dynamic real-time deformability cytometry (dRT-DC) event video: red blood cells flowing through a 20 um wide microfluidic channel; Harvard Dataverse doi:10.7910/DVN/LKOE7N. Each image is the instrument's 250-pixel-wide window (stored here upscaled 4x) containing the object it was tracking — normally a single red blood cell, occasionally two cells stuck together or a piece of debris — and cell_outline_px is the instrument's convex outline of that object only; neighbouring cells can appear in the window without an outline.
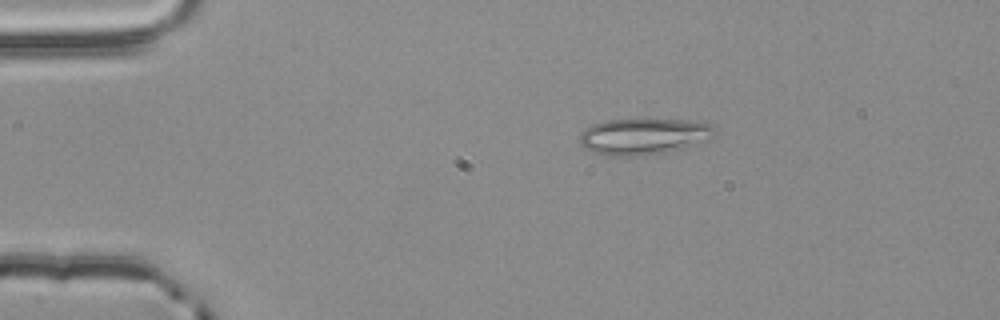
{"species": "common noctule bat (a hibernating species)", "species_latin": "Nyctalus noctula", "temperature_condition": "room temperature", "stored_images_in_passage": 45, "camera_frame_rate_fps": 3000, "um_per_image_px": 0.085, "animal": {"sex": "male", "body_mass_g": 20.4}, "frame": {"image": 1, "passage_image": 1, "time_ms": 0.0, "image_size_px": [1000, 320], "cell_outline_px": [[712, 140], [684, 148], [644, 156], [604, 156], [592, 152], [584, 148], [580, 144], [580, 132], [584, 128], [592, 124], [604, 120], [680, 120], [712, 124]], "centroid_in_image_um": [54.65, 11.62], "position_along_channel_um": 30.4, "area_um2": 28.67}}
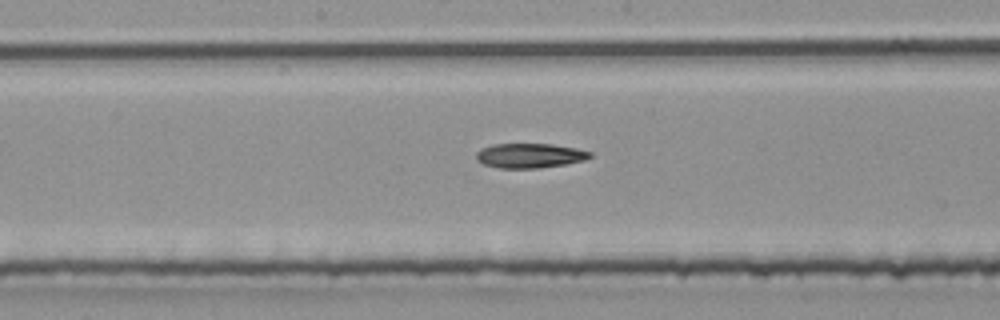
{"frame": {"image": 2, "passage_image": 19, "time_ms": 6.0, "image_size_px": [1000, 320], "cell_outline_px": [[592, 156], [584, 160], [564, 164], [540, 168], [500, 168], [484, 164], [476, 160], [476, 152], [480, 148], [492, 144], [552, 144], [576, 148], [592, 152]], "centroid_in_image_um": [45.0, 13.22], "position_along_channel_um": 203.2, "area_um2": 16.36}}
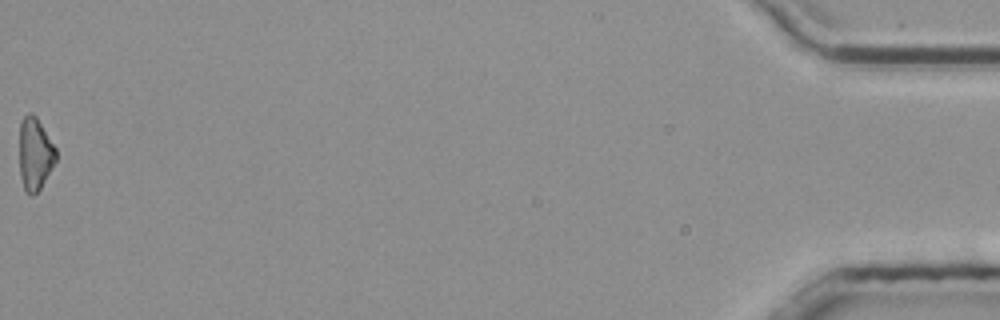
{"frame": {"image": 3, "passage_image": 45, "time_ms": 14.667, "image_size_px": [1000, 320], "cell_outline_px": [[56, 160], [40, 188], [32, 196], [24, 188], [20, 176], [20, 120], [28, 112], [32, 112], [36, 116], [56, 148]], "centroid_in_image_um": [2.97, 13.04], "position_along_channel_um": 432.2, "area_um2": 15.26}}